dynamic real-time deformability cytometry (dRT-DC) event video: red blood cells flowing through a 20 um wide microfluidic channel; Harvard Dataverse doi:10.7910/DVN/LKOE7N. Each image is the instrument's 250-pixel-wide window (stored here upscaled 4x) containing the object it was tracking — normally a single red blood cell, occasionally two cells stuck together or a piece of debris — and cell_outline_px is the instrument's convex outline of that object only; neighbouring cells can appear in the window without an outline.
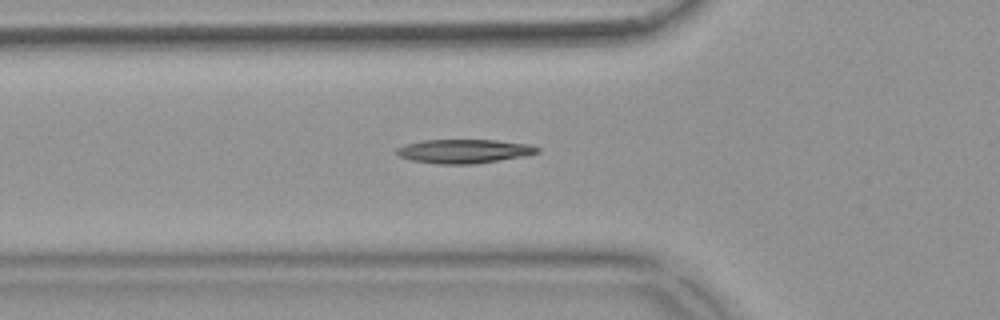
{"species": "common noctule bat (a hibernating species)", "species_latin": "Nyctalus noctula", "temperature_condition": "warm", "stored_images_in_passage": 38, "camera_frame_rate_fps": 3000, "um_per_image_px": 0.085, "animal": {"sex": "female", "body_mass_g": 18.4}, "frame": {"image": 1, "passage_image": 2, "time_ms": 0.333, "image_size_px": [1000, 320], "cell_outline_px": [[540, 152], [524, 156], [472, 164], [440, 164], [412, 160], [400, 156], [396, 152], [396, 148], [404, 144], [424, 140], [496, 140], [532, 144], [540, 148]], "centroid_in_image_um": [39.47, 12.84], "position_along_channel_um": 86.3, "area_um2": 19.59}}
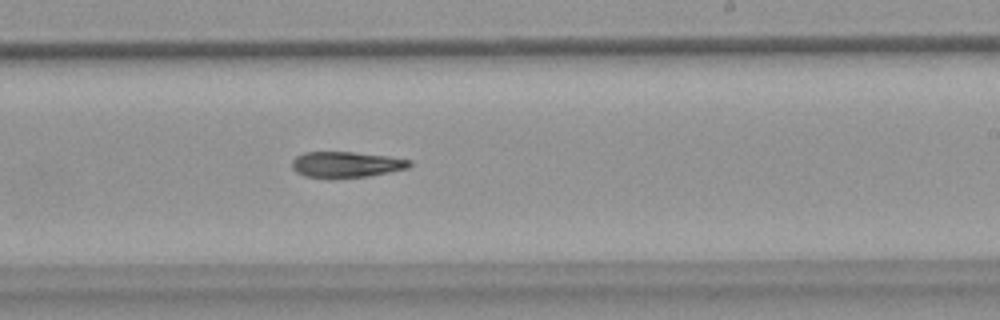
{"frame": {"image": 2, "passage_image": 16, "time_ms": 5.0, "image_size_px": [1000, 320], "cell_outline_px": [[412, 164], [408, 168], [368, 176], [304, 176], [296, 172], [292, 168], [292, 160], [296, 156], [304, 152], [356, 152], [388, 156], [412, 160]], "centroid_in_image_um": [29.44, 13.95], "position_along_channel_um": 259.6, "area_um2": 17.28}}
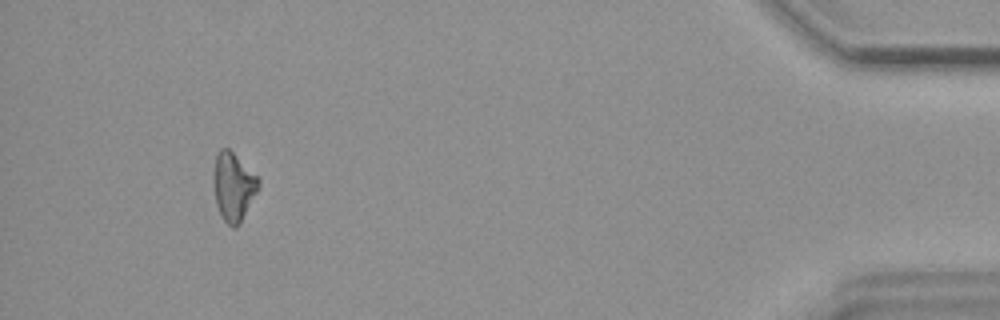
{"frame": {"image": 3, "passage_image": 34, "time_ms": 11.0, "image_size_px": [1000, 320], "cell_outline_px": [[260, 184], [240, 224], [236, 228], [232, 228], [224, 220], [216, 204], [212, 184], [212, 176], [216, 156], [220, 148], [228, 148], [260, 180]], "centroid_in_image_um": [19.8, 15.88], "position_along_channel_um": 415.4, "area_um2": 17.74}}